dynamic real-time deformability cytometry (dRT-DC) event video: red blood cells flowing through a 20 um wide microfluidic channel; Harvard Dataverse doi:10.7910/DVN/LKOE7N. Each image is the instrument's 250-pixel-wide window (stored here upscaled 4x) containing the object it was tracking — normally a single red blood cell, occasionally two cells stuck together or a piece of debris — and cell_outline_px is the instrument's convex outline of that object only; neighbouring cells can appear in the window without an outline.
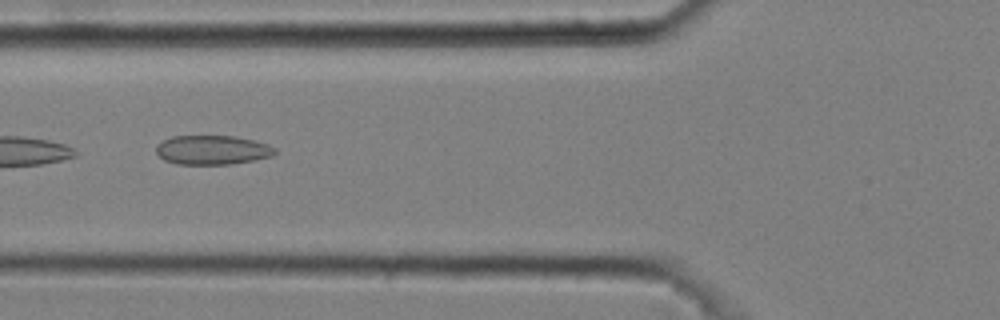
{"species": "common noctule bat (a hibernating species)", "species_latin": "Nyctalus noctula", "temperature_condition": "cold", "stored_images_in_passage": 6, "camera_frame_rate_fps": 3000, "um_per_image_px": 0.085, "animal": {"sex": "male", "body_mass_g": 20.4}, "frame": {"image": 1, "passage_image": 6, "time_ms": 1.667, "image_size_px": [1000, 320], "cell_outline_px": [[276, 152], [272, 156], [256, 160], [232, 164], [176, 164], [164, 160], [156, 152], [156, 148], [164, 140], [172, 136], [236, 136], [268, 144], [276, 148]], "centroid_in_image_um": [18.08, 12.75], "position_along_channel_um": 107.7, "area_um2": 20.23}}